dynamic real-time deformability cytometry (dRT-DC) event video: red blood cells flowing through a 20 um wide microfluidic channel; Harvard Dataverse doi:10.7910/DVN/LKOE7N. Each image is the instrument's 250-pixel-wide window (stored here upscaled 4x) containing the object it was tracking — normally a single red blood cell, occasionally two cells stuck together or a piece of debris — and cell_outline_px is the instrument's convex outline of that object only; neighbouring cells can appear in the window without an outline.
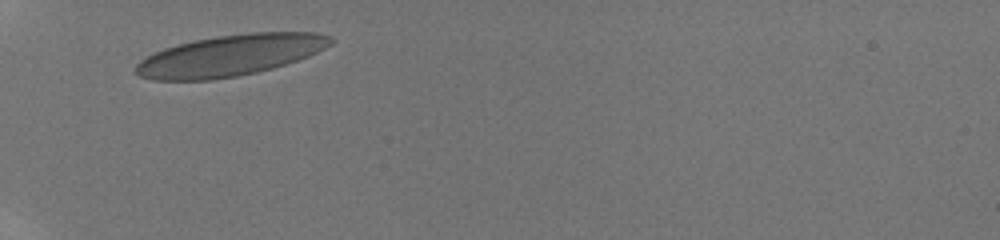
{"species": "human", "species_latin": "Homo sapiens", "temperature_condition": "room temperature", "stored_images_in_passage": 39, "camera_frame_rate_fps": 3000, "um_per_image_px": 0.085, "donor": {"sex": "male"}, "frame": {"image": 1, "passage_image": 1, "time_ms": 0.0, "image_size_px": [1000, 240], "cell_outline_px": [[336, 40], [332, 44], [308, 56], [272, 68], [256, 72], [236, 76], [212, 80], [152, 80], [140, 76], [136, 72], [136, 64], [140, 60], [164, 48], [176, 44], [216, 36], [248, 32], [316, 32], [332, 36]], "centroid_in_image_um": [19.58, 4.7], "position_along_channel_um": 65.4, "area_um2": 46.59}}
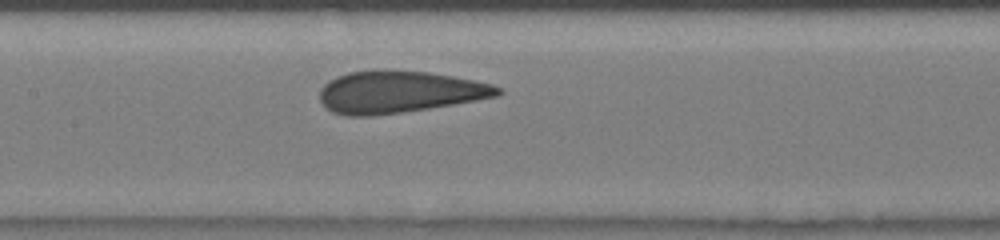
{"frame": {"image": 2, "passage_image": 12, "time_ms": 3.0, "image_size_px": [1000, 240], "cell_outline_px": [[504, 92], [500, 96], [428, 108], [400, 112], [368, 116], [344, 116], [332, 112], [324, 108], [320, 100], [320, 88], [328, 80], [336, 76], [348, 72], [388, 68], [428, 72], [452, 76], [492, 84], [500, 88]], "centroid_in_image_um": [33.88, 7.8], "position_along_channel_um": 173.5, "area_um2": 43.99}}
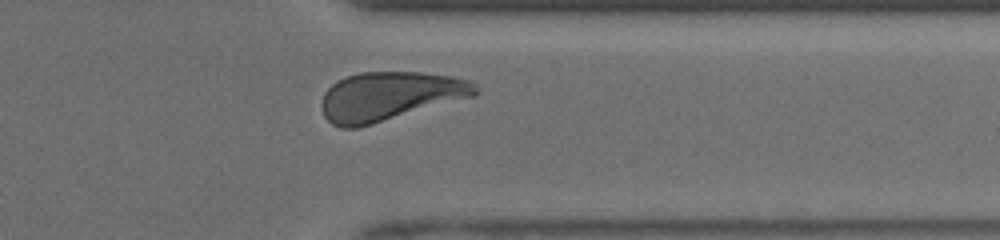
{"frame": {"image": 3, "passage_image": 34, "time_ms": 8.0, "image_size_px": [1000, 240], "cell_outline_px": [[480, 92], [476, 96], [372, 124], [356, 128], [340, 128], [332, 124], [324, 116], [324, 92], [336, 80], [360, 72], [420, 72], [452, 76], [468, 80]], "centroid_in_image_um": [33.15, 8.18], "position_along_channel_um": 378.3, "area_um2": 43.52}, "authors_computed_cell_mechanics": {"area_um2": 43.639, "velocity_mm_per_s": 4.096, "shape_relaxation_time_tau1_ms": 4.1007, "shape_relaxation_time_tau2_ms": 0.6766, "deformation_change_tau1": 0.1336, "deformation_change_tau2": 0.0671}}